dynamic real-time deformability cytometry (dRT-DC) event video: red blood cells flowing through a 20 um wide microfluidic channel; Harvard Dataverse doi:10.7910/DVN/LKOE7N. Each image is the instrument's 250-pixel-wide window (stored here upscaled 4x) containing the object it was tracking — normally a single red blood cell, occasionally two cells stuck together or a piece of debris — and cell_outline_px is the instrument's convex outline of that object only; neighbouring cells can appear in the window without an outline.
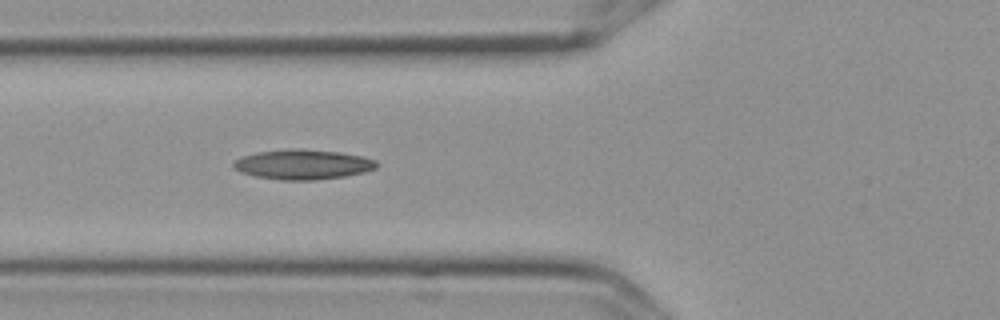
{"species": "Egyptian fruit bat (a non-hibernating species)", "species_latin": "Rousettus aegyptiacus", "temperature_condition": "cold", "stored_images_in_passage": 8, "segment_of_instrument_passage": [1, 2], "camera_frame_rate_fps": 3000, "um_per_image_px": 0.085, "frame": {"image": 1, "passage_image": 7, "time_ms": 2.0, "image_size_px": [1000, 320], "cell_outline_px": [[380, 164], [376, 168], [364, 172], [344, 176], [312, 180], [280, 180], [256, 176], [240, 172], [232, 164], [240, 156], [256, 152], [288, 148], [300, 148], [336, 152], [364, 156], [376, 160]], "centroid_in_image_um": [25.75, 13.96], "position_along_channel_um": 100.1, "area_um2": 25.03}}